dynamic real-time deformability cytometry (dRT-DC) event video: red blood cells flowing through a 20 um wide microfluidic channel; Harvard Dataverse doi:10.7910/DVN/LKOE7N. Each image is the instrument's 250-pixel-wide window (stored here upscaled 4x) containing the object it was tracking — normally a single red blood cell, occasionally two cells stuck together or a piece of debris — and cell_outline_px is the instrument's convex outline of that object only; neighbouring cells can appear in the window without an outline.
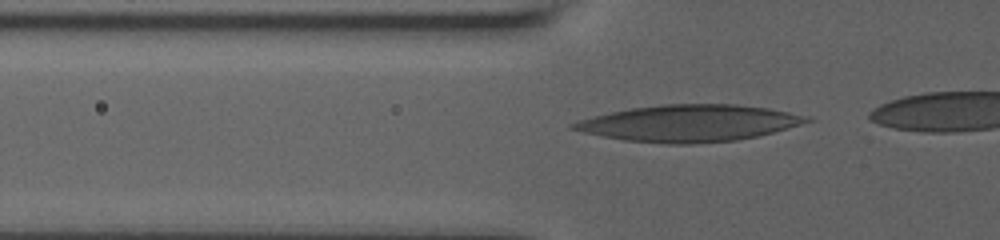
{"species": "human", "species_latin": "Homo sapiens", "temperature_condition": "room temperature", "stored_images_in_passage": 26, "camera_frame_rate_fps": 3000, "um_per_image_px": 0.085, "donor": {"sex": "male"}, "frame": {"image": 1, "passage_image": 2, "time_ms": 0.333, "image_size_px": [1000, 240], "cell_outline_px": [[816, 120], [772, 132], [756, 136], [736, 140], [692, 144], [668, 144], [624, 140], [584, 132], [568, 128], [568, 124], [592, 116], [632, 108], [664, 104], [736, 104], [768, 108], [812, 116]], "centroid_in_image_um": [58.61, 10.47], "position_along_channel_um": 67.2, "area_um2": 49.77}}
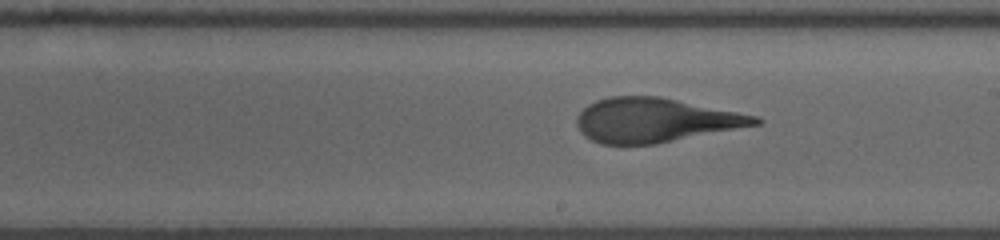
{"frame": {"image": 2, "passage_image": 13, "time_ms": 5.0, "image_size_px": [1000, 240], "cell_outline_px": [[764, 120], [760, 124], [656, 144], [600, 144], [584, 136], [580, 132], [576, 124], [576, 116], [588, 104], [596, 100], [608, 96], [660, 96], [756, 116]], "centroid_in_image_um": [55.63, 10.21], "position_along_channel_um": 233.4, "area_um2": 45.89}}
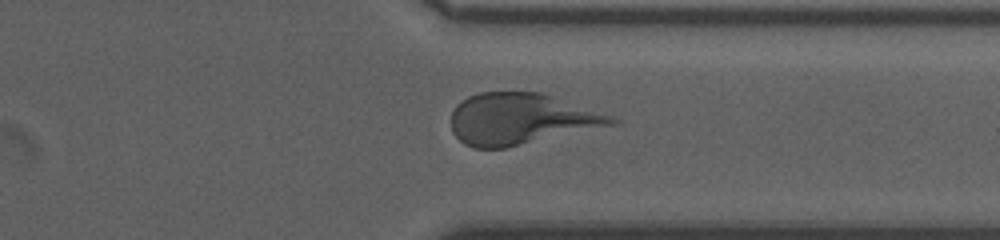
{"frame": {"image": 3, "passage_image": 22, "time_ms": 8.667, "image_size_px": [1000, 240], "cell_outline_px": [[620, 124], [504, 148], [472, 148], [464, 144], [452, 132], [452, 108], [460, 100], [468, 96], [480, 92], [540, 92], [612, 116], [620, 120]], "centroid_in_image_um": [44.26, 10.12], "position_along_channel_um": 367.1, "area_um2": 47.97}}